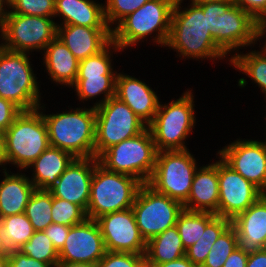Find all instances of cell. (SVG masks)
Segmentation results:
<instances>
[{
  "mask_svg": "<svg viewBox=\"0 0 266 267\" xmlns=\"http://www.w3.org/2000/svg\"><path fill=\"white\" fill-rule=\"evenodd\" d=\"M182 0H176L171 15L170 35L165 47L179 57L193 59H225L227 54L214 42L216 16L222 15L234 3L232 0L190 3L181 10Z\"/></svg>",
  "mask_w": 266,
  "mask_h": 267,
  "instance_id": "6da1fadb",
  "label": "cell"
},
{
  "mask_svg": "<svg viewBox=\"0 0 266 267\" xmlns=\"http://www.w3.org/2000/svg\"><path fill=\"white\" fill-rule=\"evenodd\" d=\"M40 110L22 111L3 133V162L28 169L49 146L48 129Z\"/></svg>",
  "mask_w": 266,
  "mask_h": 267,
  "instance_id": "7a4b0ae2",
  "label": "cell"
},
{
  "mask_svg": "<svg viewBox=\"0 0 266 267\" xmlns=\"http://www.w3.org/2000/svg\"><path fill=\"white\" fill-rule=\"evenodd\" d=\"M69 110L49 115L40 111L47 125L50 146L62 149L74 158L95 157V108Z\"/></svg>",
  "mask_w": 266,
  "mask_h": 267,
  "instance_id": "3957f363",
  "label": "cell"
},
{
  "mask_svg": "<svg viewBox=\"0 0 266 267\" xmlns=\"http://www.w3.org/2000/svg\"><path fill=\"white\" fill-rule=\"evenodd\" d=\"M176 0H150L123 18L111 31L112 41L122 50L137 45L156 32L153 43L166 46ZM127 47V48H126Z\"/></svg>",
  "mask_w": 266,
  "mask_h": 267,
  "instance_id": "277c9868",
  "label": "cell"
},
{
  "mask_svg": "<svg viewBox=\"0 0 266 267\" xmlns=\"http://www.w3.org/2000/svg\"><path fill=\"white\" fill-rule=\"evenodd\" d=\"M142 184L133 176L111 172L98 163L92 175L87 218L96 220L102 215L132 208Z\"/></svg>",
  "mask_w": 266,
  "mask_h": 267,
  "instance_id": "5b68a950",
  "label": "cell"
},
{
  "mask_svg": "<svg viewBox=\"0 0 266 267\" xmlns=\"http://www.w3.org/2000/svg\"><path fill=\"white\" fill-rule=\"evenodd\" d=\"M191 91L187 90L179 99L167 104L160 102L154 119L148 124L158 152L188 149L185 141L196 125L194 95Z\"/></svg>",
  "mask_w": 266,
  "mask_h": 267,
  "instance_id": "8992f818",
  "label": "cell"
},
{
  "mask_svg": "<svg viewBox=\"0 0 266 267\" xmlns=\"http://www.w3.org/2000/svg\"><path fill=\"white\" fill-rule=\"evenodd\" d=\"M28 53L14 52L0 45V97L22 111L38 109L41 93Z\"/></svg>",
  "mask_w": 266,
  "mask_h": 267,
  "instance_id": "52a82bcc",
  "label": "cell"
},
{
  "mask_svg": "<svg viewBox=\"0 0 266 267\" xmlns=\"http://www.w3.org/2000/svg\"><path fill=\"white\" fill-rule=\"evenodd\" d=\"M157 149L150 130L123 140L105 150L99 157V164L111 172L135 177L148 183L155 169Z\"/></svg>",
  "mask_w": 266,
  "mask_h": 267,
  "instance_id": "ba28073f",
  "label": "cell"
},
{
  "mask_svg": "<svg viewBox=\"0 0 266 267\" xmlns=\"http://www.w3.org/2000/svg\"><path fill=\"white\" fill-rule=\"evenodd\" d=\"M198 166L189 149L159 151L148 184L157 192L184 204Z\"/></svg>",
  "mask_w": 266,
  "mask_h": 267,
  "instance_id": "9c48e42d",
  "label": "cell"
},
{
  "mask_svg": "<svg viewBox=\"0 0 266 267\" xmlns=\"http://www.w3.org/2000/svg\"><path fill=\"white\" fill-rule=\"evenodd\" d=\"M95 157L123 140L139 135L147 124L117 97L109 98L95 108Z\"/></svg>",
  "mask_w": 266,
  "mask_h": 267,
  "instance_id": "30bf717a",
  "label": "cell"
},
{
  "mask_svg": "<svg viewBox=\"0 0 266 267\" xmlns=\"http://www.w3.org/2000/svg\"><path fill=\"white\" fill-rule=\"evenodd\" d=\"M132 209L140 233L148 242L167 228L175 226L184 206L167 195L157 192L148 183H143Z\"/></svg>",
  "mask_w": 266,
  "mask_h": 267,
  "instance_id": "8fae6325",
  "label": "cell"
},
{
  "mask_svg": "<svg viewBox=\"0 0 266 267\" xmlns=\"http://www.w3.org/2000/svg\"><path fill=\"white\" fill-rule=\"evenodd\" d=\"M50 17L7 13L0 38L3 48L21 53L44 50L57 36V23ZM4 42V43H3Z\"/></svg>",
  "mask_w": 266,
  "mask_h": 267,
  "instance_id": "7c38bea8",
  "label": "cell"
},
{
  "mask_svg": "<svg viewBox=\"0 0 266 267\" xmlns=\"http://www.w3.org/2000/svg\"><path fill=\"white\" fill-rule=\"evenodd\" d=\"M218 160V216L231 221L255 203L263 192L237 173L220 156Z\"/></svg>",
  "mask_w": 266,
  "mask_h": 267,
  "instance_id": "4fadbf2b",
  "label": "cell"
},
{
  "mask_svg": "<svg viewBox=\"0 0 266 267\" xmlns=\"http://www.w3.org/2000/svg\"><path fill=\"white\" fill-rule=\"evenodd\" d=\"M96 222L107 251L146 253L147 242L136 224L132 208L102 215Z\"/></svg>",
  "mask_w": 266,
  "mask_h": 267,
  "instance_id": "5bb4252c",
  "label": "cell"
},
{
  "mask_svg": "<svg viewBox=\"0 0 266 267\" xmlns=\"http://www.w3.org/2000/svg\"><path fill=\"white\" fill-rule=\"evenodd\" d=\"M219 156L237 173L266 191V141L238 139L220 149Z\"/></svg>",
  "mask_w": 266,
  "mask_h": 267,
  "instance_id": "9a60e30c",
  "label": "cell"
},
{
  "mask_svg": "<svg viewBox=\"0 0 266 267\" xmlns=\"http://www.w3.org/2000/svg\"><path fill=\"white\" fill-rule=\"evenodd\" d=\"M258 41L257 21L233 3L222 15L216 16L214 42L227 54Z\"/></svg>",
  "mask_w": 266,
  "mask_h": 267,
  "instance_id": "2e32d148",
  "label": "cell"
},
{
  "mask_svg": "<svg viewBox=\"0 0 266 267\" xmlns=\"http://www.w3.org/2000/svg\"><path fill=\"white\" fill-rule=\"evenodd\" d=\"M59 261L97 264L107 252L96 220L86 219L71 226L64 246L58 251Z\"/></svg>",
  "mask_w": 266,
  "mask_h": 267,
  "instance_id": "e0dca14e",
  "label": "cell"
},
{
  "mask_svg": "<svg viewBox=\"0 0 266 267\" xmlns=\"http://www.w3.org/2000/svg\"><path fill=\"white\" fill-rule=\"evenodd\" d=\"M98 163L96 157L74 158L48 191L53 197L79 205L86 212L92 175Z\"/></svg>",
  "mask_w": 266,
  "mask_h": 267,
  "instance_id": "ac0fdd59",
  "label": "cell"
},
{
  "mask_svg": "<svg viewBox=\"0 0 266 267\" xmlns=\"http://www.w3.org/2000/svg\"><path fill=\"white\" fill-rule=\"evenodd\" d=\"M231 224L236 229L238 247L246 254L266 249V196L263 194Z\"/></svg>",
  "mask_w": 266,
  "mask_h": 267,
  "instance_id": "d6986e66",
  "label": "cell"
},
{
  "mask_svg": "<svg viewBox=\"0 0 266 267\" xmlns=\"http://www.w3.org/2000/svg\"><path fill=\"white\" fill-rule=\"evenodd\" d=\"M144 81L117 73L115 97L124 102L147 125L154 119L160 101Z\"/></svg>",
  "mask_w": 266,
  "mask_h": 267,
  "instance_id": "ffe728a7",
  "label": "cell"
},
{
  "mask_svg": "<svg viewBox=\"0 0 266 267\" xmlns=\"http://www.w3.org/2000/svg\"><path fill=\"white\" fill-rule=\"evenodd\" d=\"M57 37L81 61L101 51L112 40V31L110 28L58 25Z\"/></svg>",
  "mask_w": 266,
  "mask_h": 267,
  "instance_id": "44dd1931",
  "label": "cell"
},
{
  "mask_svg": "<svg viewBox=\"0 0 266 267\" xmlns=\"http://www.w3.org/2000/svg\"><path fill=\"white\" fill-rule=\"evenodd\" d=\"M219 182L218 160L195 171L190 195L183 204L184 209L208 212L218 216Z\"/></svg>",
  "mask_w": 266,
  "mask_h": 267,
  "instance_id": "7402d4cb",
  "label": "cell"
},
{
  "mask_svg": "<svg viewBox=\"0 0 266 267\" xmlns=\"http://www.w3.org/2000/svg\"><path fill=\"white\" fill-rule=\"evenodd\" d=\"M54 18L59 16L58 25H78L90 28H109L104 15V4L94 0H55Z\"/></svg>",
  "mask_w": 266,
  "mask_h": 267,
  "instance_id": "603a6c76",
  "label": "cell"
},
{
  "mask_svg": "<svg viewBox=\"0 0 266 267\" xmlns=\"http://www.w3.org/2000/svg\"><path fill=\"white\" fill-rule=\"evenodd\" d=\"M43 64L51 80L71 87L77 78L79 61L59 37H55L43 50Z\"/></svg>",
  "mask_w": 266,
  "mask_h": 267,
  "instance_id": "cb8c5ba5",
  "label": "cell"
},
{
  "mask_svg": "<svg viewBox=\"0 0 266 267\" xmlns=\"http://www.w3.org/2000/svg\"><path fill=\"white\" fill-rule=\"evenodd\" d=\"M2 170L4 178L0 182V219L25 213L26 205L36 189L25 173L9 174L8 170Z\"/></svg>",
  "mask_w": 266,
  "mask_h": 267,
  "instance_id": "d4e9b609",
  "label": "cell"
},
{
  "mask_svg": "<svg viewBox=\"0 0 266 267\" xmlns=\"http://www.w3.org/2000/svg\"><path fill=\"white\" fill-rule=\"evenodd\" d=\"M74 157L62 149L49 146L28 168L32 170L29 180L39 190H49L66 170Z\"/></svg>",
  "mask_w": 266,
  "mask_h": 267,
  "instance_id": "484cf974",
  "label": "cell"
},
{
  "mask_svg": "<svg viewBox=\"0 0 266 267\" xmlns=\"http://www.w3.org/2000/svg\"><path fill=\"white\" fill-rule=\"evenodd\" d=\"M185 253L186 250L175 225L147 242L145 261L155 267L158 264L179 259Z\"/></svg>",
  "mask_w": 266,
  "mask_h": 267,
  "instance_id": "4316f807",
  "label": "cell"
},
{
  "mask_svg": "<svg viewBox=\"0 0 266 267\" xmlns=\"http://www.w3.org/2000/svg\"><path fill=\"white\" fill-rule=\"evenodd\" d=\"M117 75H101V77H77L75 83L71 86L76 91L78 100L87 101L97 98L100 94L104 97L95 102L93 108L105 103L109 98L115 96Z\"/></svg>",
  "mask_w": 266,
  "mask_h": 267,
  "instance_id": "83f0119b",
  "label": "cell"
},
{
  "mask_svg": "<svg viewBox=\"0 0 266 267\" xmlns=\"http://www.w3.org/2000/svg\"><path fill=\"white\" fill-rule=\"evenodd\" d=\"M231 224V220L215 216L205 227L204 233L196 243L186 249L185 256L195 265L201 267L206 261L210 248L220 234Z\"/></svg>",
  "mask_w": 266,
  "mask_h": 267,
  "instance_id": "f1b7e54d",
  "label": "cell"
},
{
  "mask_svg": "<svg viewBox=\"0 0 266 267\" xmlns=\"http://www.w3.org/2000/svg\"><path fill=\"white\" fill-rule=\"evenodd\" d=\"M229 62L233 65L235 70L248 75L254 83L258 84L261 92L265 94L266 90V49L261 47L260 51L252 50L246 54L235 51Z\"/></svg>",
  "mask_w": 266,
  "mask_h": 267,
  "instance_id": "f546056e",
  "label": "cell"
},
{
  "mask_svg": "<svg viewBox=\"0 0 266 267\" xmlns=\"http://www.w3.org/2000/svg\"><path fill=\"white\" fill-rule=\"evenodd\" d=\"M0 228L9 251L18 250L35 232L25 213L1 218Z\"/></svg>",
  "mask_w": 266,
  "mask_h": 267,
  "instance_id": "4dcf8cb0",
  "label": "cell"
},
{
  "mask_svg": "<svg viewBox=\"0 0 266 267\" xmlns=\"http://www.w3.org/2000/svg\"><path fill=\"white\" fill-rule=\"evenodd\" d=\"M216 215L208 212H197L184 209L176 222V226L185 248L192 246L205 231L206 225Z\"/></svg>",
  "mask_w": 266,
  "mask_h": 267,
  "instance_id": "1f68e13d",
  "label": "cell"
},
{
  "mask_svg": "<svg viewBox=\"0 0 266 267\" xmlns=\"http://www.w3.org/2000/svg\"><path fill=\"white\" fill-rule=\"evenodd\" d=\"M51 210L52 194L48 190L35 189L25 209L34 231H43L53 223Z\"/></svg>",
  "mask_w": 266,
  "mask_h": 267,
  "instance_id": "d6a6232c",
  "label": "cell"
},
{
  "mask_svg": "<svg viewBox=\"0 0 266 267\" xmlns=\"http://www.w3.org/2000/svg\"><path fill=\"white\" fill-rule=\"evenodd\" d=\"M120 52V49L112 40L98 53L79 61L77 77H101V75H117L113 70L111 51Z\"/></svg>",
  "mask_w": 266,
  "mask_h": 267,
  "instance_id": "836d02e7",
  "label": "cell"
},
{
  "mask_svg": "<svg viewBox=\"0 0 266 267\" xmlns=\"http://www.w3.org/2000/svg\"><path fill=\"white\" fill-rule=\"evenodd\" d=\"M18 251L38 261L55 267L59 262V252L44 231H35L33 236L19 247Z\"/></svg>",
  "mask_w": 266,
  "mask_h": 267,
  "instance_id": "e575fe53",
  "label": "cell"
},
{
  "mask_svg": "<svg viewBox=\"0 0 266 267\" xmlns=\"http://www.w3.org/2000/svg\"><path fill=\"white\" fill-rule=\"evenodd\" d=\"M238 248L235 227L230 224L210 248L206 261L201 267H223L230 254Z\"/></svg>",
  "mask_w": 266,
  "mask_h": 267,
  "instance_id": "d590c367",
  "label": "cell"
},
{
  "mask_svg": "<svg viewBox=\"0 0 266 267\" xmlns=\"http://www.w3.org/2000/svg\"><path fill=\"white\" fill-rule=\"evenodd\" d=\"M51 216L53 223L70 227L87 219L86 212L79 205L53 196Z\"/></svg>",
  "mask_w": 266,
  "mask_h": 267,
  "instance_id": "8d00e7d4",
  "label": "cell"
},
{
  "mask_svg": "<svg viewBox=\"0 0 266 267\" xmlns=\"http://www.w3.org/2000/svg\"><path fill=\"white\" fill-rule=\"evenodd\" d=\"M55 0H8L7 13L53 18Z\"/></svg>",
  "mask_w": 266,
  "mask_h": 267,
  "instance_id": "74e56055",
  "label": "cell"
},
{
  "mask_svg": "<svg viewBox=\"0 0 266 267\" xmlns=\"http://www.w3.org/2000/svg\"><path fill=\"white\" fill-rule=\"evenodd\" d=\"M148 1L150 0H106L104 15L108 27L112 30V25L116 26L123 18Z\"/></svg>",
  "mask_w": 266,
  "mask_h": 267,
  "instance_id": "f35d334b",
  "label": "cell"
},
{
  "mask_svg": "<svg viewBox=\"0 0 266 267\" xmlns=\"http://www.w3.org/2000/svg\"><path fill=\"white\" fill-rule=\"evenodd\" d=\"M145 254L107 251L97 263V267H140Z\"/></svg>",
  "mask_w": 266,
  "mask_h": 267,
  "instance_id": "ab89813d",
  "label": "cell"
},
{
  "mask_svg": "<svg viewBox=\"0 0 266 267\" xmlns=\"http://www.w3.org/2000/svg\"><path fill=\"white\" fill-rule=\"evenodd\" d=\"M21 112L12 101L0 97V131L4 133Z\"/></svg>",
  "mask_w": 266,
  "mask_h": 267,
  "instance_id": "60d3db41",
  "label": "cell"
},
{
  "mask_svg": "<svg viewBox=\"0 0 266 267\" xmlns=\"http://www.w3.org/2000/svg\"><path fill=\"white\" fill-rule=\"evenodd\" d=\"M7 267H51L48 263L28 257L18 250H11L6 257Z\"/></svg>",
  "mask_w": 266,
  "mask_h": 267,
  "instance_id": "b9f144b4",
  "label": "cell"
},
{
  "mask_svg": "<svg viewBox=\"0 0 266 267\" xmlns=\"http://www.w3.org/2000/svg\"><path fill=\"white\" fill-rule=\"evenodd\" d=\"M70 228V226L52 223L43 231L52 241L53 246L59 251L64 246Z\"/></svg>",
  "mask_w": 266,
  "mask_h": 267,
  "instance_id": "7bdbcfd3",
  "label": "cell"
},
{
  "mask_svg": "<svg viewBox=\"0 0 266 267\" xmlns=\"http://www.w3.org/2000/svg\"><path fill=\"white\" fill-rule=\"evenodd\" d=\"M248 12L256 21L266 14V0H232Z\"/></svg>",
  "mask_w": 266,
  "mask_h": 267,
  "instance_id": "ee69618b",
  "label": "cell"
},
{
  "mask_svg": "<svg viewBox=\"0 0 266 267\" xmlns=\"http://www.w3.org/2000/svg\"><path fill=\"white\" fill-rule=\"evenodd\" d=\"M247 259L248 254L238 247L230 254L223 267H246Z\"/></svg>",
  "mask_w": 266,
  "mask_h": 267,
  "instance_id": "f6af8a7d",
  "label": "cell"
},
{
  "mask_svg": "<svg viewBox=\"0 0 266 267\" xmlns=\"http://www.w3.org/2000/svg\"><path fill=\"white\" fill-rule=\"evenodd\" d=\"M246 267H266V249L248 254Z\"/></svg>",
  "mask_w": 266,
  "mask_h": 267,
  "instance_id": "bcb514c9",
  "label": "cell"
},
{
  "mask_svg": "<svg viewBox=\"0 0 266 267\" xmlns=\"http://www.w3.org/2000/svg\"><path fill=\"white\" fill-rule=\"evenodd\" d=\"M155 267H198L193 264L185 255L179 259L158 264Z\"/></svg>",
  "mask_w": 266,
  "mask_h": 267,
  "instance_id": "7dc6e473",
  "label": "cell"
},
{
  "mask_svg": "<svg viewBox=\"0 0 266 267\" xmlns=\"http://www.w3.org/2000/svg\"><path fill=\"white\" fill-rule=\"evenodd\" d=\"M55 267H97V264L59 261Z\"/></svg>",
  "mask_w": 266,
  "mask_h": 267,
  "instance_id": "c3c4849f",
  "label": "cell"
},
{
  "mask_svg": "<svg viewBox=\"0 0 266 267\" xmlns=\"http://www.w3.org/2000/svg\"><path fill=\"white\" fill-rule=\"evenodd\" d=\"M6 6H8V0H0V33L2 34L4 22L6 18V14L8 9H6Z\"/></svg>",
  "mask_w": 266,
  "mask_h": 267,
  "instance_id": "681fc988",
  "label": "cell"
},
{
  "mask_svg": "<svg viewBox=\"0 0 266 267\" xmlns=\"http://www.w3.org/2000/svg\"><path fill=\"white\" fill-rule=\"evenodd\" d=\"M258 27V40L266 37V14L257 21ZM266 42V40H265Z\"/></svg>",
  "mask_w": 266,
  "mask_h": 267,
  "instance_id": "f907efd6",
  "label": "cell"
},
{
  "mask_svg": "<svg viewBox=\"0 0 266 267\" xmlns=\"http://www.w3.org/2000/svg\"><path fill=\"white\" fill-rule=\"evenodd\" d=\"M9 249L6 246V243L4 241L1 228H0V258H6L9 254Z\"/></svg>",
  "mask_w": 266,
  "mask_h": 267,
  "instance_id": "816d5d0a",
  "label": "cell"
},
{
  "mask_svg": "<svg viewBox=\"0 0 266 267\" xmlns=\"http://www.w3.org/2000/svg\"><path fill=\"white\" fill-rule=\"evenodd\" d=\"M4 162H3V132L0 131V167L4 169Z\"/></svg>",
  "mask_w": 266,
  "mask_h": 267,
  "instance_id": "f5cc1de1",
  "label": "cell"
},
{
  "mask_svg": "<svg viewBox=\"0 0 266 267\" xmlns=\"http://www.w3.org/2000/svg\"><path fill=\"white\" fill-rule=\"evenodd\" d=\"M213 1H225V0H191V3L200 5V4L205 3V2H213Z\"/></svg>",
  "mask_w": 266,
  "mask_h": 267,
  "instance_id": "db71d44e",
  "label": "cell"
},
{
  "mask_svg": "<svg viewBox=\"0 0 266 267\" xmlns=\"http://www.w3.org/2000/svg\"><path fill=\"white\" fill-rule=\"evenodd\" d=\"M0 267H7L6 258H0Z\"/></svg>",
  "mask_w": 266,
  "mask_h": 267,
  "instance_id": "11a10c76",
  "label": "cell"
},
{
  "mask_svg": "<svg viewBox=\"0 0 266 267\" xmlns=\"http://www.w3.org/2000/svg\"><path fill=\"white\" fill-rule=\"evenodd\" d=\"M140 267H154V266L149 265L146 261H144V262L140 265Z\"/></svg>",
  "mask_w": 266,
  "mask_h": 267,
  "instance_id": "9f6ffc18",
  "label": "cell"
}]
</instances>
